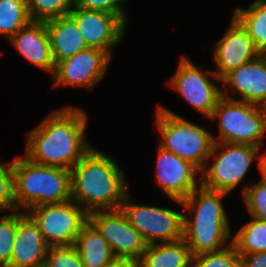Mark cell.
Wrapping results in <instances>:
<instances>
[{
    "instance_id": "1f68e13d",
    "label": "cell",
    "mask_w": 266,
    "mask_h": 267,
    "mask_svg": "<svg viewBox=\"0 0 266 267\" xmlns=\"http://www.w3.org/2000/svg\"><path fill=\"white\" fill-rule=\"evenodd\" d=\"M240 255V267H266V251Z\"/></svg>"
},
{
    "instance_id": "9c48e42d",
    "label": "cell",
    "mask_w": 266,
    "mask_h": 267,
    "mask_svg": "<svg viewBox=\"0 0 266 267\" xmlns=\"http://www.w3.org/2000/svg\"><path fill=\"white\" fill-rule=\"evenodd\" d=\"M26 213L37 224L49 247L75 244L82 226L88 221V213L72 200L36 206Z\"/></svg>"
},
{
    "instance_id": "cb8c5ba5",
    "label": "cell",
    "mask_w": 266,
    "mask_h": 267,
    "mask_svg": "<svg viewBox=\"0 0 266 267\" xmlns=\"http://www.w3.org/2000/svg\"><path fill=\"white\" fill-rule=\"evenodd\" d=\"M31 21L27 0H0V34L7 40Z\"/></svg>"
},
{
    "instance_id": "8fae6325",
    "label": "cell",
    "mask_w": 266,
    "mask_h": 267,
    "mask_svg": "<svg viewBox=\"0 0 266 267\" xmlns=\"http://www.w3.org/2000/svg\"><path fill=\"white\" fill-rule=\"evenodd\" d=\"M88 220L105 238L115 258L137 262L141 259L147 243L121 209L93 211L88 214Z\"/></svg>"
},
{
    "instance_id": "30bf717a",
    "label": "cell",
    "mask_w": 266,
    "mask_h": 267,
    "mask_svg": "<svg viewBox=\"0 0 266 267\" xmlns=\"http://www.w3.org/2000/svg\"><path fill=\"white\" fill-rule=\"evenodd\" d=\"M179 62L175 74L166 84L208 119L218 101L223 97L222 88L215 85L210 78L212 77L217 82L221 80L212 70H200L187 55L180 56Z\"/></svg>"
},
{
    "instance_id": "4dcf8cb0",
    "label": "cell",
    "mask_w": 266,
    "mask_h": 267,
    "mask_svg": "<svg viewBox=\"0 0 266 267\" xmlns=\"http://www.w3.org/2000/svg\"><path fill=\"white\" fill-rule=\"evenodd\" d=\"M129 0H74V7L87 10L103 11L116 15L125 25L128 22L124 4Z\"/></svg>"
},
{
    "instance_id": "7402d4cb",
    "label": "cell",
    "mask_w": 266,
    "mask_h": 267,
    "mask_svg": "<svg viewBox=\"0 0 266 267\" xmlns=\"http://www.w3.org/2000/svg\"><path fill=\"white\" fill-rule=\"evenodd\" d=\"M233 16L246 29L261 54H266V0H254L248 8L237 7Z\"/></svg>"
},
{
    "instance_id": "d4e9b609",
    "label": "cell",
    "mask_w": 266,
    "mask_h": 267,
    "mask_svg": "<svg viewBox=\"0 0 266 267\" xmlns=\"http://www.w3.org/2000/svg\"><path fill=\"white\" fill-rule=\"evenodd\" d=\"M32 21L45 22L69 14L74 0H27Z\"/></svg>"
},
{
    "instance_id": "4316f807",
    "label": "cell",
    "mask_w": 266,
    "mask_h": 267,
    "mask_svg": "<svg viewBox=\"0 0 266 267\" xmlns=\"http://www.w3.org/2000/svg\"><path fill=\"white\" fill-rule=\"evenodd\" d=\"M242 194L249 216L266 221V177L261 175L256 184L245 186Z\"/></svg>"
},
{
    "instance_id": "e0dca14e",
    "label": "cell",
    "mask_w": 266,
    "mask_h": 267,
    "mask_svg": "<svg viewBox=\"0 0 266 267\" xmlns=\"http://www.w3.org/2000/svg\"><path fill=\"white\" fill-rule=\"evenodd\" d=\"M48 245L37 224L25 212L19 211L18 228L7 267H38L45 264Z\"/></svg>"
},
{
    "instance_id": "4fadbf2b",
    "label": "cell",
    "mask_w": 266,
    "mask_h": 267,
    "mask_svg": "<svg viewBox=\"0 0 266 267\" xmlns=\"http://www.w3.org/2000/svg\"><path fill=\"white\" fill-rule=\"evenodd\" d=\"M69 14L76 20L87 47L105 51L112 58L113 49L125 38L128 26L116 15L103 11L73 7Z\"/></svg>"
},
{
    "instance_id": "83f0119b",
    "label": "cell",
    "mask_w": 266,
    "mask_h": 267,
    "mask_svg": "<svg viewBox=\"0 0 266 267\" xmlns=\"http://www.w3.org/2000/svg\"><path fill=\"white\" fill-rule=\"evenodd\" d=\"M192 267H240V255L230 243L219 251L192 256Z\"/></svg>"
},
{
    "instance_id": "7a4b0ae2",
    "label": "cell",
    "mask_w": 266,
    "mask_h": 267,
    "mask_svg": "<svg viewBox=\"0 0 266 267\" xmlns=\"http://www.w3.org/2000/svg\"><path fill=\"white\" fill-rule=\"evenodd\" d=\"M71 200L88 214L120 209L129 193L128 181L111 156L93 146L70 170Z\"/></svg>"
},
{
    "instance_id": "3957f363",
    "label": "cell",
    "mask_w": 266,
    "mask_h": 267,
    "mask_svg": "<svg viewBox=\"0 0 266 267\" xmlns=\"http://www.w3.org/2000/svg\"><path fill=\"white\" fill-rule=\"evenodd\" d=\"M226 195L200 184L184 200L170 199L185 208L183 239L192 256L216 252L232 243L234 231L222 202ZM187 211L193 216L189 218Z\"/></svg>"
},
{
    "instance_id": "6da1fadb",
    "label": "cell",
    "mask_w": 266,
    "mask_h": 267,
    "mask_svg": "<svg viewBox=\"0 0 266 267\" xmlns=\"http://www.w3.org/2000/svg\"><path fill=\"white\" fill-rule=\"evenodd\" d=\"M88 116L72 105L52 111L26 134L23 156L43 166L71 170L93 147L86 141Z\"/></svg>"
},
{
    "instance_id": "d6986e66",
    "label": "cell",
    "mask_w": 266,
    "mask_h": 267,
    "mask_svg": "<svg viewBox=\"0 0 266 267\" xmlns=\"http://www.w3.org/2000/svg\"><path fill=\"white\" fill-rule=\"evenodd\" d=\"M45 24L55 65L88 48L76 20L70 14L50 19Z\"/></svg>"
},
{
    "instance_id": "7c38bea8",
    "label": "cell",
    "mask_w": 266,
    "mask_h": 267,
    "mask_svg": "<svg viewBox=\"0 0 266 267\" xmlns=\"http://www.w3.org/2000/svg\"><path fill=\"white\" fill-rule=\"evenodd\" d=\"M112 58L97 48H86L55 65L51 82L60 87L81 86L93 89L104 78Z\"/></svg>"
},
{
    "instance_id": "ba28073f",
    "label": "cell",
    "mask_w": 266,
    "mask_h": 267,
    "mask_svg": "<svg viewBox=\"0 0 266 267\" xmlns=\"http://www.w3.org/2000/svg\"><path fill=\"white\" fill-rule=\"evenodd\" d=\"M128 193L120 209L147 245L183 239L184 213L158 206L135 204Z\"/></svg>"
},
{
    "instance_id": "52a82bcc",
    "label": "cell",
    "mask_w": 266,
    "mask_h": 267,
    "mask_svg": "<svg viewBox=\"0 0 266 267\" xmlns=\"http://www.w3.org/2000/svg\"><path fill=\"white\" fill-rule=\"evenodd\" d=\"M258 154L256 146L214 142L207 160L208 163L213 159V164H206L200 172L201 185L229 194L243 181Z\"/></svg>"
},
{
    "instance_id": "d6a6232c",
    "label": "cell",
    "mask_w": 266,
    "mask_h": 267,
    "mask_svg": "<svg viewBox=\"0 0 266 267\" xmlns=\"http://www.w3.org/2000/svg\"><path fill=\"white\" fill-rule=\"evenodd\" d=\"M105 267H138V262L128 258H114Z\"/></svg>"
},
{
    "instance_id": "277c9868",
    "label": "cell",
    "mask_w": 266,
    "mask_h": 267,
    "mask_svg": "<svg viewBox=\"0 0 266 267\" xmlns=\"http://www.w3.org/2000/svg\"><path fill=\"white\" fill-rule=\"evenodd\" d=\"M17 210L71 200L70 170L30 162L23 155L12 161Z\"/></svg>"
},
{
    "instance_id": "603a6c76",
    "label": "cell",
    "mask_w": 266,
    "mask_h": 267,
    "mask_svg": "<svg viewBox=\"0 0 266 267\" xmlns=\"http://www.w3.org/2000/svg\"><path fill=\"white\" fill-rule=\"evenodd\" d=\"M232 243L235 245L238 254H249L266 251V221L250 218L232 236Z\"/></svg>"
},
{
    "instance_id": "484cf974",
    "label": "cell",
    "mask_w": 266,
    "mask_h": 267,
    "mask_svg": "<svg viewBox=\"0 0 266 267\" xmlns=\"http://www.w3.org/2000/svg\"><path fill=\"white\" fill-rule=\"evenodd\" d=\"M18 222L19 210L0 216V267L10 264Z\"/></svg>"
},
{
    "instance_id": "5bb4252c",
    "label": "cell",
    "mask_w": 266,
    "mask_h": 267,
    "mask_svg": "<svg viewBox=\"0 0 266 267\" xmlns=\"http://www.w3.org/2000/svg\"><path fill=\"white\" fill-rule=\"evenodd\" d=\"M157 151L156 183L169 199L184 200L201 184L200 171L171 151L160 146Z\"/></svg>"
},
{
    "instance_id": "f1b7e54d",
    "label": "cell",
    "mask_w": 266,
    "mask_h": 267,
    "mask_svg": "<svg viewBox=\"0 0 266 267\" xmlns=\"http://www.w3.org/2000/svg\"><path fill=\"white\" fill-rule=\"evenodd\" d=\"M44 265L46 267H84L74 244L48 247Z\"/></svg>"
},
{
    "instance_id": "ffe728a7",
    "label": "cell",
    "mask_w": 266,
    "mask_h": 267,
    "mask_svg": "<svg viewBox=\"0 0 266 267\" xmlns=\"http://www.w3.org/2000/svg\"><path fill=\"white\" fill-rule=\"evenodd\" d=\"M138 267H192L191 251L184 239L147 245Z\"/></svg>"
},
{
    "instance_id": "44dd1931",
    "label": "cell",
    "mask_w": 266,
    "mask_h": 267,
    "mask_svg": "<svg viewBox=\"0 0 266 267\" xmlns=\"http://www.w3.org/2000/svg\"><path fill=\"white\" fill-rule=\"evenodd\" d=\"M84 267H105L115 257L105 238L88 220L75 241Z\"/></svg>"
},
{
    "instance_id": "836d02e7",
    "label": "cell",
    "mask_w": 266,
    "mask_h": 267,
    "mask_svg": "<svg viewBox=\"0 0 266 267\" xmlns=\"http://www.w3.org/2000/svg\"><path fill=\"white\" fill-rule=\"evenodd\" d=\"M258 170L261 173L260 175H263L266 177V153H264L263 155H258Z\"/></svg>"
},
{
    "instance_id": "2e32d148",
    "label": "cell",
    "mask_w": 266,
    "mask_h": 267,
    "mask_svg": "<svg viewBox=\"0 0 266 267\" xmlns=\"http://www.w3.org/2000/svg\"><path fill=\"white\" fill-rule=\"evenodd\" d=\"M221 82L228 87L226 91L222 90L223 97L266 108V55L261 54L257 59L231 71ZM237 93L240 99L233 96Z\"/></svg>"
},
{
    "instance_id": "5b68a950",
    "label": "cell",
    "mask_w": 266,
    "mask_h": 267,
    "mask_svg": "<svg viewBox=\"0 0 266 267\" xmlns=\"http://www.w3.org/2000/svg\"><path fill=\"white\" fill-rule=\"evenodd\" d=\"M155 115L161 138L158 146L190 162L201 172L211 155L213 135L159 104Z\"/></svg>"
},
{
    "instance_id": "8992f818",
    "label": "cell",
    "mask_w": 266,
    "mask_h": 267,
    "mask_svg": "<svg viewBox=\"0 0 266 267\" xmlns=\"http://www.w3.org/2000/svg\"><path fill=\"white\" fill-rule=\"evenodd\" d=\"M218 120L214 142L252 145L261 148L266 136V108L222 97L208 120Z\"/></svg>"
},
{
    "instance_id": "9a60e30c",
    "label": "cell",
    "mask_w": 266,
    "mask_h": 267,
    "mask_svg": "<svg viewBox=\"0 0 266 267\" xmlns=\"http://www.w3.org/2000/svg\"><path fill=\"white\" fill-rule=\"evenodd\" d=\"M222 38L213 46V70L222 80L228 73L238 67L257 59L261 53L246 29L234 17Z\"/></svg>"
},
{
    "instance_id": "ac0fdd59",
    "label": "cell",
    "mask_w": 266,
    "mask_h": 267,
    "mask_svg": "<svg viewBox=\"0 0 266 267\" xmlns=\"http://www.w3.org/2000/svg\"><path fill=\"white\" fill-rule=\"evenodd\" d=\"M9 42L32 65L53 75L55 63L45 22L31 21L14 34Z\"/></svg>"
},
{
    "instance_id": "f546056e",
    "label": "cell",
    "mask_w": 266,
    "mask_h": 267,
    "mask_svg": "<svg viewBox=\"0 0 266 267\" xmlns=\"http://www.w3.org/2000/svg\"><path fill=\"white\" fill-rule=\"evenodd\" d=\"M17 210L12 162H0V212Z\"/></svg>"
}]
</instances>
